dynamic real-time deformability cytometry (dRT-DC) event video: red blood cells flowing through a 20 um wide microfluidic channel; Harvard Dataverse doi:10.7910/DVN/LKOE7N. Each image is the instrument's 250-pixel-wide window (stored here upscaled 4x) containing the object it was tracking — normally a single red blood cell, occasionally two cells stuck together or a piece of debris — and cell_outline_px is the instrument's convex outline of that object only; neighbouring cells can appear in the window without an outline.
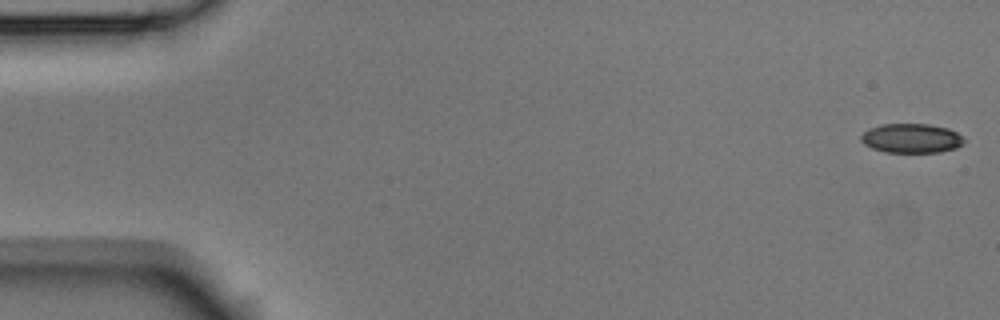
{"species": "Egyptian fruit bat (a non-hibernating species)", "species_latin": "Rousettus aegyptiacus", "temperature_condition": "room temperature", "stored_images_in_passage": 6, "segment_of_instrument_passage": [1, 2], "camera_frame_rate_fps": 3000, "um_per_image_px": 0.085, "animal": {"sex": "male"}, "frame": {"image": 1, "passage_image": 1, "time_ms": 0.0, "image_size_px": [1000, 320], "cell_outline_px": [[968, 140], [964, 144], [956, 148], [940, 152], [884, 152], [872, 148], [864, 144], [860, 140], [860, 136], [868, 128], [880, 124], [928, 124], [948, 128], [956, 132]], "centroid_in_image_um": [77.49, 11.75], "position_along_channel_um": 7.5, "area_um2": 17.86}}
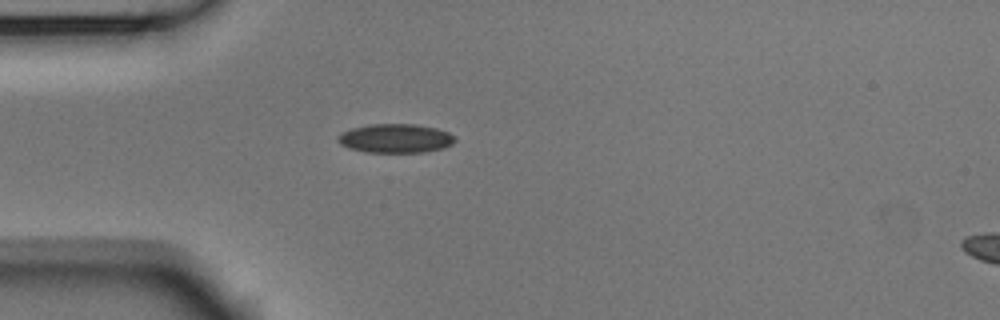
{"frame": {"image": 2, "passage_image": 5, "time_ms": 1.333, "image_size_px": [1000, 320], "cell_outline_px": [[456, 140], [452, 144], [444, 148], [424, 152], [364, 152], [348, 148], [340, 144], [336, 140], [336, 136], [340, 132], [352, 128], [372, 124], [412, 124], [436, 128], [448, 132], [456, 136]], "centroid_in_image_um": [33.59, 11.76], "position_along_channel_um": 51.4, "area_um2": 19.94}}